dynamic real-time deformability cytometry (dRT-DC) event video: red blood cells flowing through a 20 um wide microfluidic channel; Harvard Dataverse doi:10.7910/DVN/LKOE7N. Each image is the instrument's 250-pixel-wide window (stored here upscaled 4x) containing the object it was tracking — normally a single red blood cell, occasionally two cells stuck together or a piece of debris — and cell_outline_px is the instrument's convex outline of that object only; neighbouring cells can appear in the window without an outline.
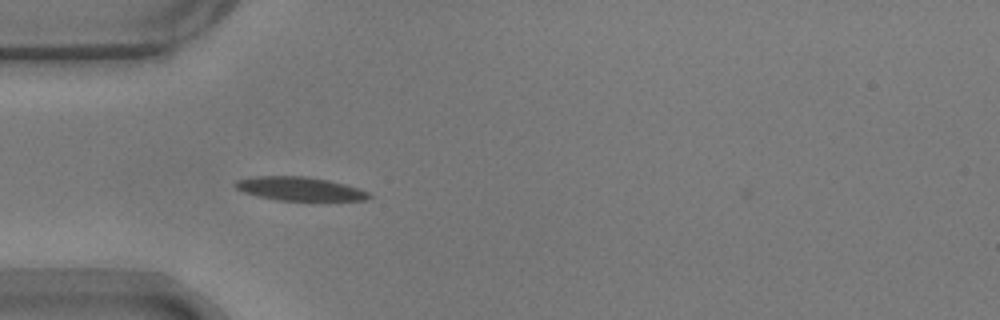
{"species": "common noctule bat (a hibernating species)", "species_latin": "Nyctalus noctula", "temperature_condition": "warm", "stored_images_in_passage": 40, "camera_frame_rate_fps": 3000, "um_per_image_px": 0.085, "animal": {"sex": "male", "body_mass_g": 17.9}, "frame": {"image": 1, "passage_image": 1, "time_ms": 0.0, "image_size_px": [1000, 320], "cell_outline_px": [[372, 196], [368, 200], [276, 200], [256, 196], [244, 192], [236, 188], [232, 184], [236, 180], [252, 176], [308, 176], [328, 180], [344, 184], [368, 192]], "centroid_in_image_um": [25.41, 16.04], "position_along_channel_um": 59.6, "area_um2": 18.44}}
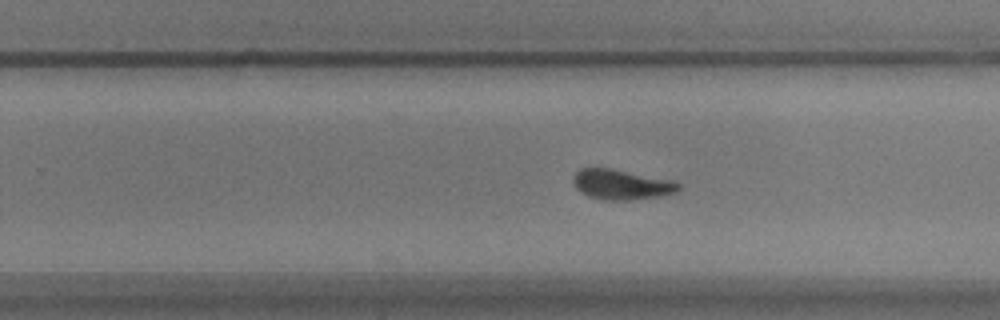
{"frame": {"image": 2, "passage_image": 19, "time_ms": 6.0, "image_size_px": [1000, 320], "cell_outline_px": [[680, 188], [672, 192], [660, 196], [632, 200], [604, 200], [588, 196], [580, 192], [572, 184], [572, 176], [580, 168], [612, 168], [668, 180], [680, 184]], "centroid_in_image_um": [52.72, 15.68], "position_along_channel_um": 277.1, "area_um2": 18.32}}
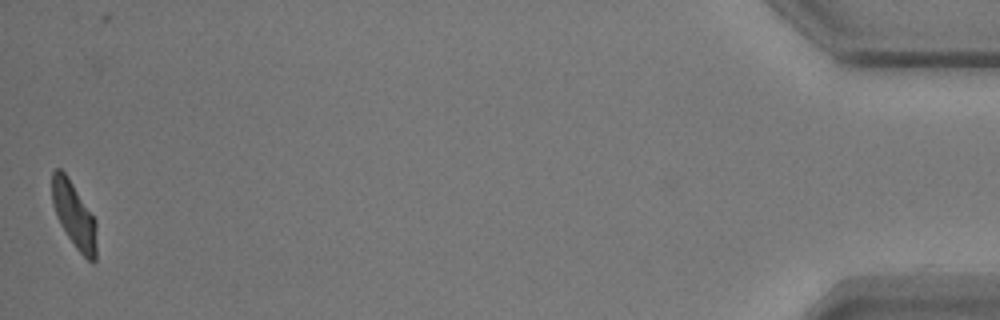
{"frame": {"image": 3, "passage_image": 39, "time_ms": 12.667, "image_size_px": [1000, 320], "cell_outline_px": [[96, 260], [92, 264], [76, 248], [60, 224], [56, 216], [52, 204], [52, 172], [56, 168], [60, 168], [68, 176], [96, 220]], "centroid_in_image_um": [6.29, 18.27], "position_along_channel_um": 428.9, "area_um2": 17.11}, "authors_computed_cell_mechanics": {"area_um2": 18.1492, "velocity_mm_per_s": 3.6705, "shape_relaxation_time_tau1_ms": 4.065, "shape_relaxation_time_tau2_ms": 1.4152, "deformation_change_tau1": 0.1515, "deformation_change_tau2": 0.0585}}